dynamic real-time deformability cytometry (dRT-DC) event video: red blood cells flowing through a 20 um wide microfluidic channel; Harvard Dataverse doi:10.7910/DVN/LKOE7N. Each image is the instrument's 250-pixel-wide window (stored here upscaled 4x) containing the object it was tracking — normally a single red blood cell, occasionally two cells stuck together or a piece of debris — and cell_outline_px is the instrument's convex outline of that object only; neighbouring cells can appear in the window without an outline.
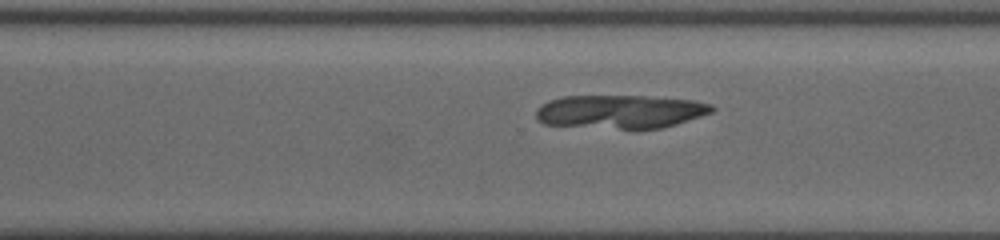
{"species": "common noctule bat (a hibernating species)", "species_latin": "Nyctalus noctula", "temperature_condition": "cold", "stored_images_in_passage": 42, "camera_frame_rate_fps": 3000, "um_per_image_px": 0.085, "animal": {"sex": "female", "body_mass_g": 19.5, "forearm_length_mm": 54.1}, "frame": {"image": 1, "passage_image": 29, "time_ms": 9.667, "image_size_px": [1000, 240], "cell_outline_px": [[716, 108], [712, 112], [676, 124], [660, 128], [620, 128], [544, 124], [536, 116], [536, 108], [540, 104], [548, 100], [564, 96], [644, 96], [692, 100], [712, 104]], "centroid_in_image_um": [52.72, 9.47], "position_along_channel_um": 317.9, "area_um2": 33.99}}
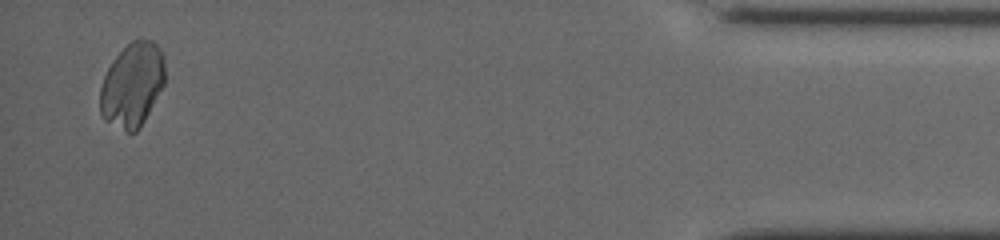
{"frame": {"image": 2, "passage_image": 42, "time_ms": 14.0, "image_size_px": [1000, 240], "cell_outline_px": [[164, 84], [140, 128], [136, 132], [128, 132], [104, 120], [100, 116], [100, 88], [104, 76], [112, 60], [132, 40], [152, 40], [160, 48], [164, 60]], "centroid_in_image_um": [11.23, 7.22], "position_along_channel_um": 424.0, "area_um2": 31.62}}